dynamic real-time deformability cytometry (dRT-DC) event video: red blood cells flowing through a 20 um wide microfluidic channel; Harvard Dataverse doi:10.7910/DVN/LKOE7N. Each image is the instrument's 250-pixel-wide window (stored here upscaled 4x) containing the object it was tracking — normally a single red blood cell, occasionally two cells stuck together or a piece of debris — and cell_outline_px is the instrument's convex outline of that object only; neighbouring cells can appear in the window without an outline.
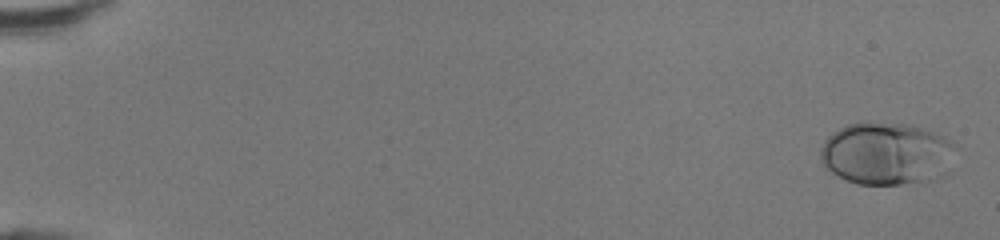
{"species": "human", "species_latin": "Homo sapiens", "temperature_condition": "room temperature", "stored_images_in_passage": 49, "camera_frame_rate_fps": 3000, "um_per_image_px": 0.085, "donor": {"sex": "female"}, "frame": {"image": 1, "passage_image": 2, "time_ms": 0.333, "image_size_px": [1000, 240], "cell_outline_px": [[952, 144], [944, 176], [928, 184], [856, 184], [832, 172], [824, 164], [820, 156], [820, 148], [824, 140], [832, 132], [848, 124], [868, 120], [908, 124], [924, 128], [944, 136], [952, 140]], "centroid_in_image_um": [75.33, 13.04], "position_along_channel_um": 9.7, "area_um2": 49.65}}
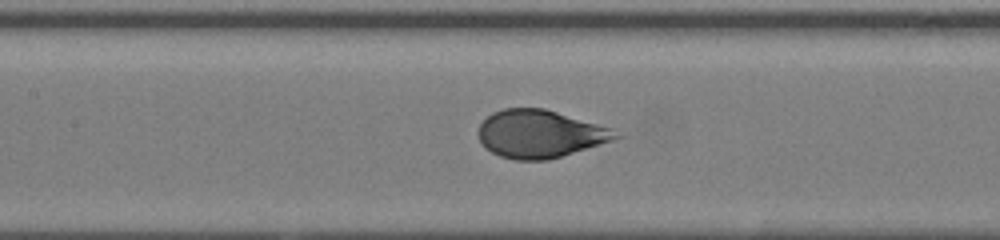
{"frame": {"image": 2, "passage_image": 25, "time_ms": 8.0, "image_size_px": [1000, 240], "cell_outline_px": [[624, 136], [612, 140], [548, 160], [516, 160], [500, 156], [484, 148], [480, 140], [480, 124], [492, 112], [504, 108], [544, 108], [612, 128]], "centroid_in_image_um": [45.89, 11.38], "position_along_channel_um": 161.5, "area_um2": 37.92}}
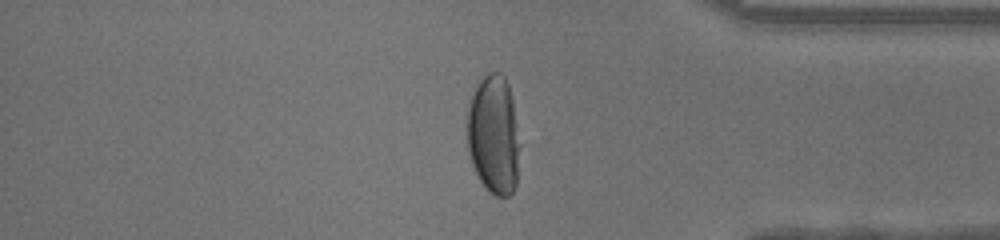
{"frame": {"image": 3, "passage_image": 42, "time_ms": 13.667, "image_size_px": [1000, 240], "cell_outline_px": [[520, 144], [516, 184], [512, 192], [508, 196], [496, 196], [488, 192], [480, 180], [472, 164], [468, 148], [468, 108], [472, 96], [480, 80], [488, 72], [500, 72], [504, 76], [508, 84], [512, 100]], "centroid_in_image_um": [41.98, 11.48], "position_along_channel_um": 393.2, "area_um2": 36.36}, "authors_computed_cell_mechanics": {"area_um2": 41.038, "velocity_mm_per_s": 4.3252, "shape_relaxation_time_tau1_ms": 3.0485, "shape_relaxation_time_tau2_ms": null, "deformation_change_tau1": 0.1845, "deformation_change_tau2": null}}